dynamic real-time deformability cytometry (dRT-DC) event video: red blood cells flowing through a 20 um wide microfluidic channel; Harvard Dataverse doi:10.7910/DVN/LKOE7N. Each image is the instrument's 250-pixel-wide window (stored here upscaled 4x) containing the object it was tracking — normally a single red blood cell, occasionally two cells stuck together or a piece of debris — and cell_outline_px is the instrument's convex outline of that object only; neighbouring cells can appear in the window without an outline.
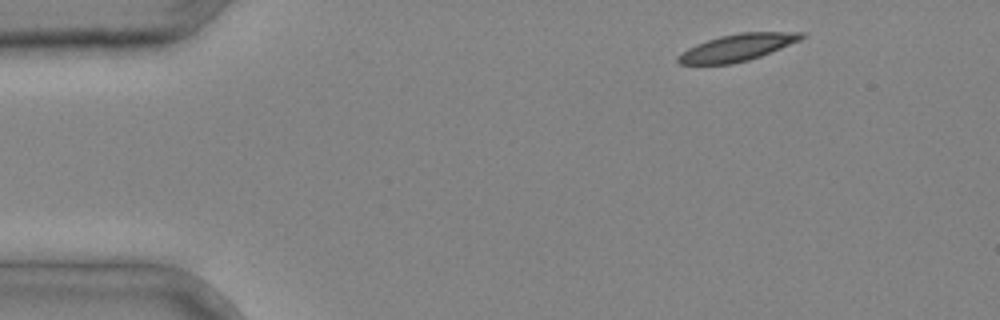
{"species": "common noctule bat (a hibernating species)", "species_latin": "Nyctalus noctula", "temperature_condition": "cold", "stored_images_in_passage": 3, "segment_of_instrument_passage": [1, 2], "camera_frame_rate_fps": 3000, "um_per_image_px": 0.085, "animal": {"sex": "male", "body_mass_g": 20.4}, "frame": {"image": 1, "passage_image": 1, "time_ms": 0.0, "image_size_px": [1000, 320], "cell_outline_px": [[808, 36], [800, 40], [760, 56], [748, 60], [732, 64], [680, 64], [676, 60], [688, 48], [696, 44], [720, 36], [740, 32], [804, 32]], "centroid_in_image_um": [62.71, 4.03], "position_along_channel_um": 22.3, "area_um2": 19.13}}